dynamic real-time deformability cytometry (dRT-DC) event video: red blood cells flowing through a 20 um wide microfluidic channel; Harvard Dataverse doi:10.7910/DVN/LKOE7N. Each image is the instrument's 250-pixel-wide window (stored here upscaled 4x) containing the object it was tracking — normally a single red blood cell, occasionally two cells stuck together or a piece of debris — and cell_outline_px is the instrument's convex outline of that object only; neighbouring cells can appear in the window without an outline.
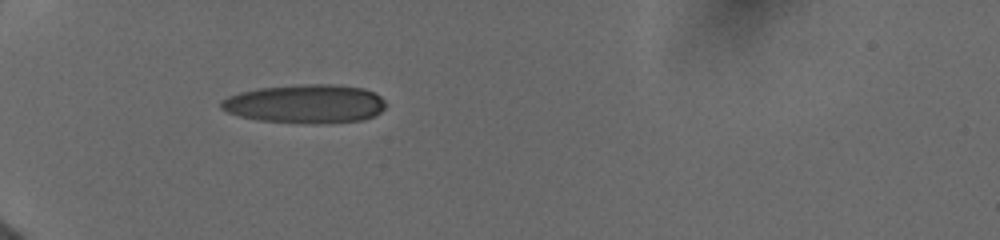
{"species": "human", "species_latin": "Homo sapiens", "temperature_condition": "cold", "stored_images_in_passage": 28, "camera_frame_rate_fps": 3000, "um_per_image_px": 0.085, "donor": {"sex": "female"}, "frame": {"image": 1, "passage_image": 1, "time_ms": 0.0, "image_size_px": [1000, 240], "cell_outline_px": [[388, 104], [380, 112], [372, 116], [360, 120], [328, 124], [308, 124], [256, 120], [240, 116], [228, 112], [220, 108], [220, 100], [228, 96], [240, 92], [260, 88], [304, 84], [332, 84], [364, 88], [376, 92]], "centroid_in_image_um": [25.97, 8.83], "position_along_channel_um": 59.0, "area_um2": 37.57}}
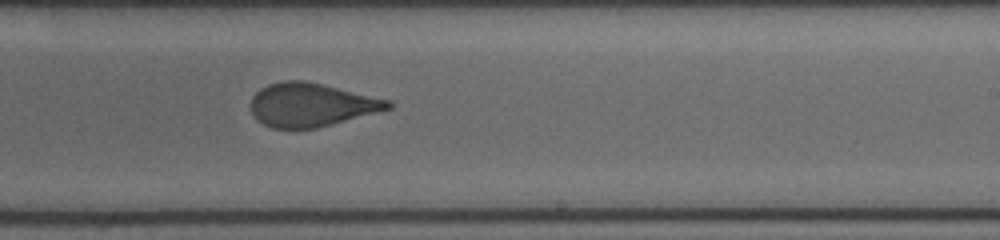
{"frame": {"image": 2, "passage_image": 11, "time_ms": 5.667, "image_size_px": [1000, 240], "cell_outline_px": [[392, 108], [316, 128], [272, 128], [256, 120], [252, 112], [252, 96], [260, 88], [268, 84], [284, 80], [304, 80], [324, 84], [392, 100]], "centroid_in_image_um": [26.46, 8.89], "position_along_channel_um": 262.5, "area_um2": 34.8}}
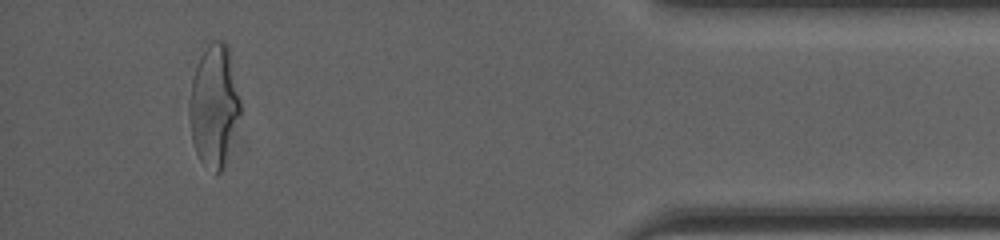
{"frame": {"image": 3, "passage_image": 25, "time_ms": 10.667, "image_size_px": [1000, 240], "cell_outline_px": [[240, 112], [224, 164], [220, 172], [216, 176], [200, 160], [196, 152], [192, 136], [188, 112], [188, 104], [192, 80], [204, 40], [224, 40], [228, 44], [240, 100]], "centroid_in_image_um": [18.17, 8.88], "position_along_channel_um": 417.0, "area_um2": 36.41}, "authors_computed_cell_mechanics": {"area_um2": 36.2984, "velocity_mm_per_s": 3.9453, "shape_relaxation_time_tau1_ms": 3.7893, "shape_relaxation_time_tau2_ms": 0.6892, "deformation_change_tau1": 0.1578, "deformation_change_tau2": 0.0707}}